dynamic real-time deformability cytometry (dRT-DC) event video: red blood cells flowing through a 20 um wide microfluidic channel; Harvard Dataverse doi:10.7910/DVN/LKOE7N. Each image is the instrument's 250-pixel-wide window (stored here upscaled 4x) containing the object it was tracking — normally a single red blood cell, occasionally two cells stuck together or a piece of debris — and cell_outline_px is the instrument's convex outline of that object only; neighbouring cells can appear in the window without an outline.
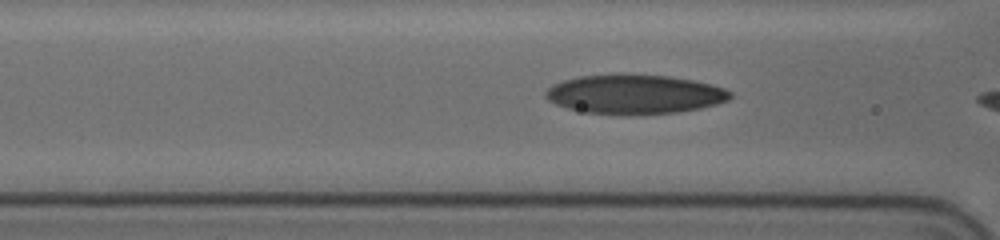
{"species": "human", "species_latin": "Homo sapiens", "temperature_condition": "cold", "stored_images_in_passage": 6, "camera_frame_rate_fps": 3000, "um_per_image_px": 0.085, "donor": {"sex": "female"}, "frame": {"image": 1, "passage_image": 3, "time_ms": 0.667, "image_size_px": [1000, 240], "cell_outline_px": [[732, 96], [728, 100], [716, 104], [700, 108], [676, 112], [620, 116], [584, 112], [568, 108], [556, 104], [548, 100], [544, 96], [544, 92], [552, 84], [564, 80], [580, 76], [616, 72], [624, 72], [668, 76], [692, 80], [724, 88], [732, 92]], "centroid_in_image_um": [53.88, 8.0], "position_along_channel_um": 112.7, "area_um2": 43.12}}